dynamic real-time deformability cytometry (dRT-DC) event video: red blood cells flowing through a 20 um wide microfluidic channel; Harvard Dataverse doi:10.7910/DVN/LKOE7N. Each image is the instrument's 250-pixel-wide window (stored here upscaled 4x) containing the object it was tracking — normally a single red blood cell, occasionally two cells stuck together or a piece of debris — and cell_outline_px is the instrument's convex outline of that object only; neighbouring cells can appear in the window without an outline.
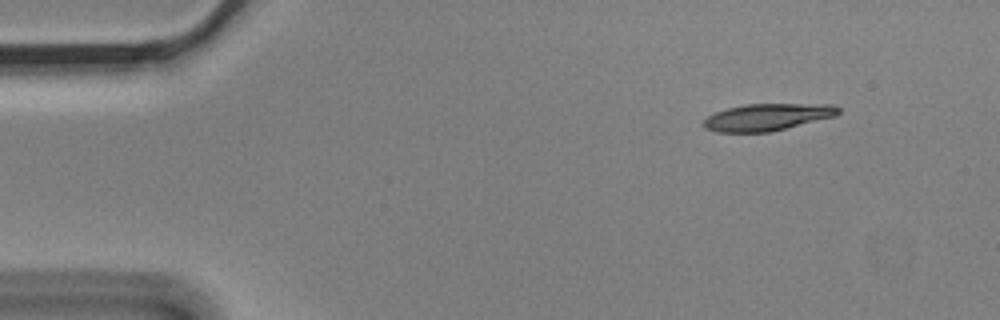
{"species": "Egyptian fruit bat (a non-hibernating species)", "species_latin": "Rousettus aegyptiacus", "temperature_condition": "cold", "stored_images_in_passage": 4, "camera_frame_rate_fps": 3000, "um_per_image_px": 0.085, "animal": {"sex": "male"}, "frame": {"image": 1, "passage_image": 1, "time_ms": 0.0, "image_size_px": [1000, 320], "cell_outline_px": [[840, 112], [836, 116], [768, 132], [716, 132], [704, 128], [700, 124], [708, 116], [716, 112], [728, 108], [744, 104], [836, 104], [840, 108]], "centroid_in_image_um": [65.22, 9.95], "position_along_channel_um": 19.8, "area_um2": 21.21}}
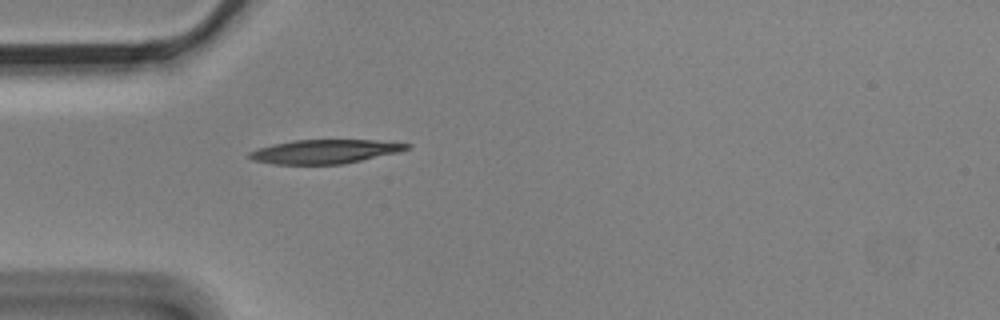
{"frame": {"image": 2, "passage_image": 4, "time_ms": 1.0, "image_size_px": [1000, 320], "cell_outline_px": [[412, 144], [408, 148], [400, 152], [344, 164], [272, 164], [252, 160], [248, 156], [248, 152], [256, 148], [272, 144], [292, 140], [376, 140]], "centroid_in_image_um": [27.58, 12.88], "position_along_channel_um": 57.4, "area_um2": 22.14}}